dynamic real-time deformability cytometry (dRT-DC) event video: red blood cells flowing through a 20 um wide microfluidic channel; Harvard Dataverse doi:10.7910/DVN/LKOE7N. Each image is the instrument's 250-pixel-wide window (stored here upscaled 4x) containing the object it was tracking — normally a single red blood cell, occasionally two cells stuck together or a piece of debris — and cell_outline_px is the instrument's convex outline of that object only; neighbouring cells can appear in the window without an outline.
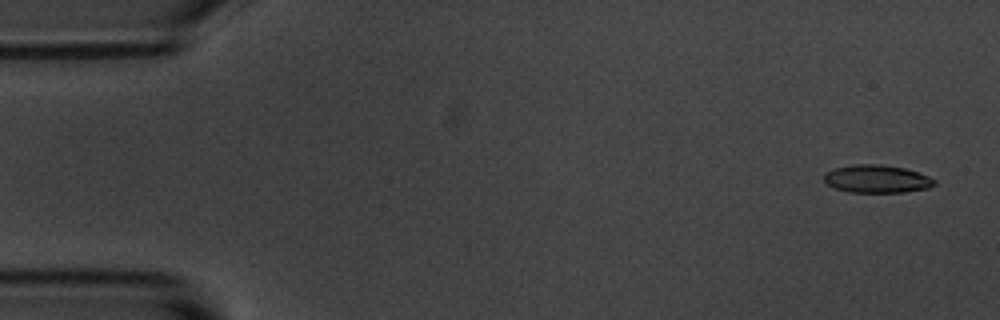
{"species": "common noctule bat (a hibernating species)", "species_latin": "Nyctalus noctula", "temperature_condition": "room temperature", "stored_images_in_passage": 55, "camera_frame_rate_fps": 3000, "um_per_image_px": 0.085, "animal": {"sex": "male", "body_mass_g": 20.1, "forearm_length_mm": 53.5}, "frame": {"image": 1, "passage_image": 3, "time_ms": 0.667, "image_size_px": [1000, 320], "cell_outline_px": [[936, 184], [928, 188], [904, 192], [848, 192], [836, 188], [828, 184], [824, 180], [824, 176], [832, 168], [852, 164], [880, 164], [904, 168], [928, 176], [936, 180]], "centroid_in_image_um": [74.53, 15.2], "position_along_channel_um": 10.5, "area_um2": 17.86}}
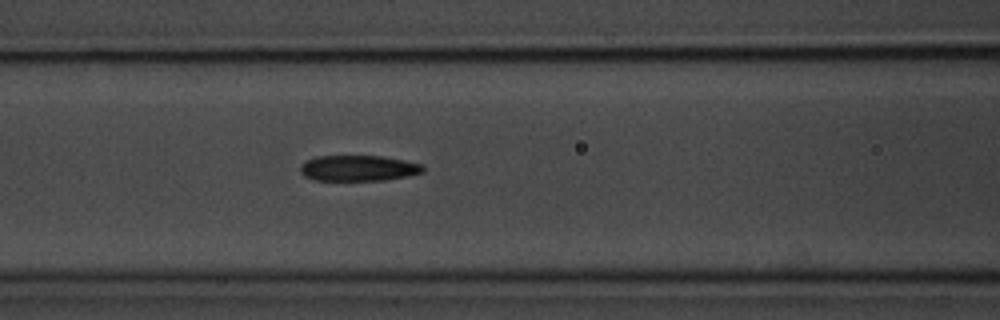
{"frame": {"image": 2, "passage_image": 23, "time_ms": 7.333, "image_size_px": [1000, 320], "cell_outline_px": [[424, 172], [408, 176], [384, 180], [316, 180], [304, 176], [300, 172], [300, 164], [316, 156], [380, 156], [404, 160], [424, 164]], "centroid_in_image_um": [30.48, 14.29], "position_along_channel_um": 136.1, "area_um2": 18.44}}
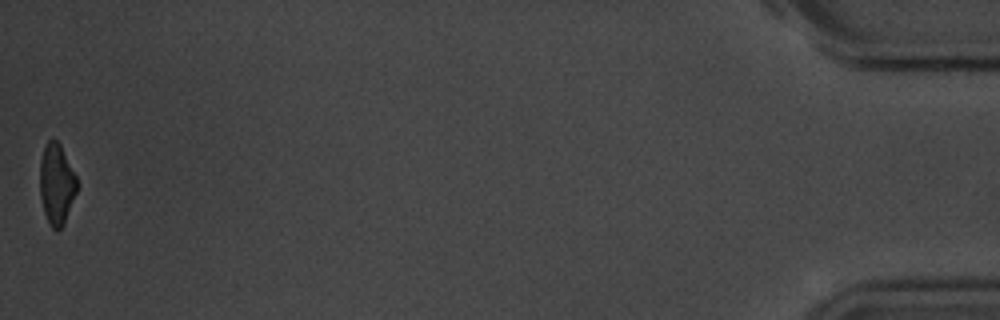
{"frame": {"image": 3, "passage_image": 55, "time_ms": 18.0, "image_size_px": [1000, 320], "cell_outline_px": [[76, 192], [64, 224], [56, 232], [52, 228], [44, 212], [40, 196], [40, 160], [44, 148], [48, 140], [56, 140], [60, 144], [76, 176]], "centroid_in_image_um": [4.79, 15.66], "position_along_channel_um": 430.4, "area_um2": 17.17}, "authors_computed_cell_mechanics": {"area_um2": 18.9006, "velocity_mm_per_s": 3.6753, "shape_relaxation_time_tau1_ms": 4.6657, "shape_relaxation_time_tau2_ms": 5.8767, "deformation_change_tau1": 0.1545, "deformation_change_tau2": 0.1689}}